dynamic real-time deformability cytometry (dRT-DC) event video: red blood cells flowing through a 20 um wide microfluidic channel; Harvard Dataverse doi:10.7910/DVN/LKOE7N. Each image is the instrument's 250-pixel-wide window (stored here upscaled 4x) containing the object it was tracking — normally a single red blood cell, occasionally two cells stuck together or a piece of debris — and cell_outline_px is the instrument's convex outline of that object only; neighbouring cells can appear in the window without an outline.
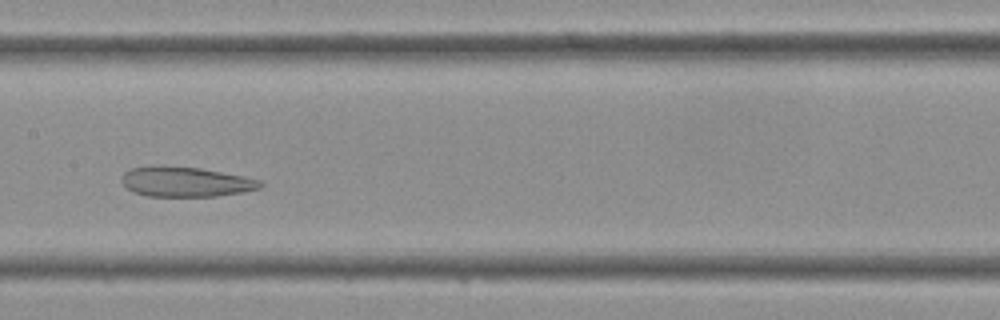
{"species": "Egyptian fruit bat (a non-hibernating species)", "species_latin": "Rousettus aegyptiacus", "temperature_condition": "cold", "stored_images_in_passage": 31, "camera_frame_rate_fps": 3000, "um_per_image_px": 0.085, "frame": {"image": 1, "passage_image": 10, "time_ms": 3.0, "image_size_px": [1000, 320], "cell_outline_px": [[264, 184], [260, 188], [244, 192], [216, 196], [148, 196], [136, 192], [128, 188], [120, 180], [120, 176], [128, 168], [200, 168], [244, 176], [260, 180]], "centroid_in_image_um": [15.84, 15.48], "position_along_channel_um": 191.6, "area_um2": 23.47}}
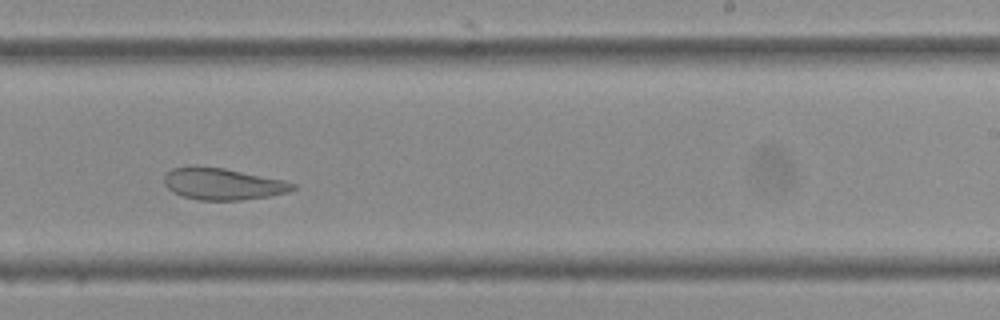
{"frame": {"image": 2, "passage_image": 15, "time_ms": 4.667, "image_size_px": [1000, 320], "cell_outline_px": [[296, 188], [288, 192], [268, 196], [240, 200], [200, 200], [184, 196], [172, 192], [164, 184], [164, 176], [172, 168], [224, 168], [284, 180], [296, 184]], "centroid_in_image_um": [18.97, 15.66], "position_along_channel_um": 270.0, "area_um2": 23.18}}
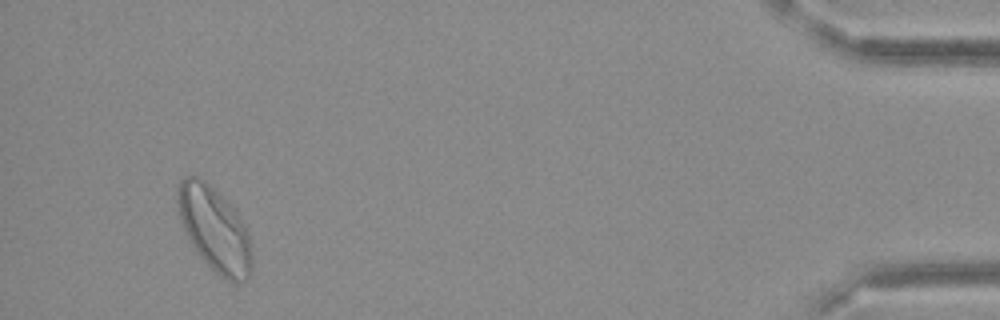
{"frame": {"image": 3, "passage_image": 29, "time_ms": 9.333, "image_size_px": [1000, 320], "cell_outline_px": [[252, 272], [248, 280], [240, 284], [228, 280], [220, 276], [200, 256], [188, 240], [180, 220], [176, 200], [176, 192], [180, 180], [184, 176], [200, 176], [236, 208], [248, 232], [252, 264]], "centroid_in_image_um": [18.23, 19.47], "position_along_channel_um": 417.0, "area_um2": 37.05}}